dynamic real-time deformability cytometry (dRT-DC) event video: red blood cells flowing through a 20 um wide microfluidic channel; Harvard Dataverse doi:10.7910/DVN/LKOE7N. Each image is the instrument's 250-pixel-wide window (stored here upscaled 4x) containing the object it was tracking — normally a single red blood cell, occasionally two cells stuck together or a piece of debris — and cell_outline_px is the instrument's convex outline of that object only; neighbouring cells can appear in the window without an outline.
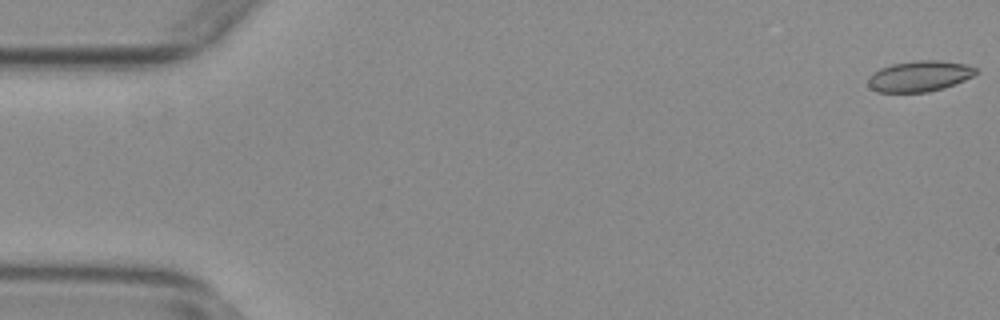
{"species": "common noctule bat (a hibernating species)", "species_latin": "Nyctalus noctula", "temperature_condition": "warm", "stored_images_in_passage": 55, "camera_frame_rate_fps": 3000, "um_per_image_px": 0.085, "animal": {"sex": "female", "body_mass_g": 29.2, "forearm_length_mm": 56.3}, "frame": {"image": 1, "passage_image": 1, "time_ms": 0.0, "image_size_px": [1000, 320], "cell_outline_px": [[980, 72], [964, 80], [944, 88], [928, 92], [876, 92], [868, 84], [868, 76], [880, 68], [892, 64], [916, 60], [940, 60], [964, 64], [976, 68]], "centroid_in_image_um": [78.16, 6.47], "position_along_channel_um": 6.8, "area_um2": 19.36}}
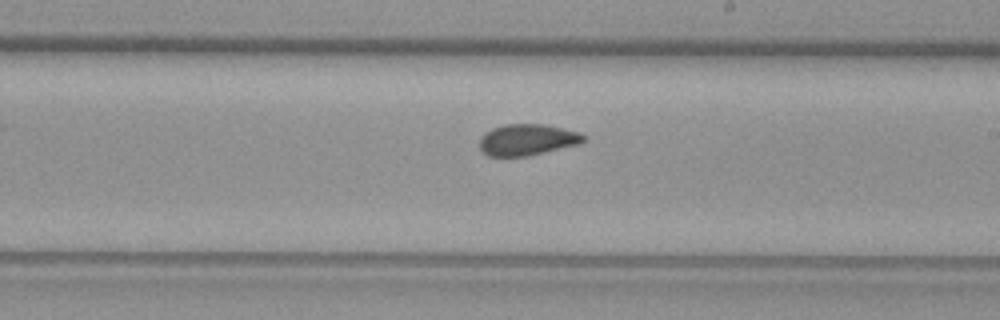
{"frame": {"image": 2, "passage_image": 32, "time_ms": 10.333, "image_size_px": [1000, 320], "cell_outline_px": [[588, 140], [580, 144], [528, 156], [488, 156], [480, 148], [480, 136], [484, 132], [492, 128], [504, 124], [544, 124], [564, 128], [580, 132]], "centroid_in_image_um": [44.84, 11.87], "position_along_channel_um": 244.2, "area_um2": 19.19}}
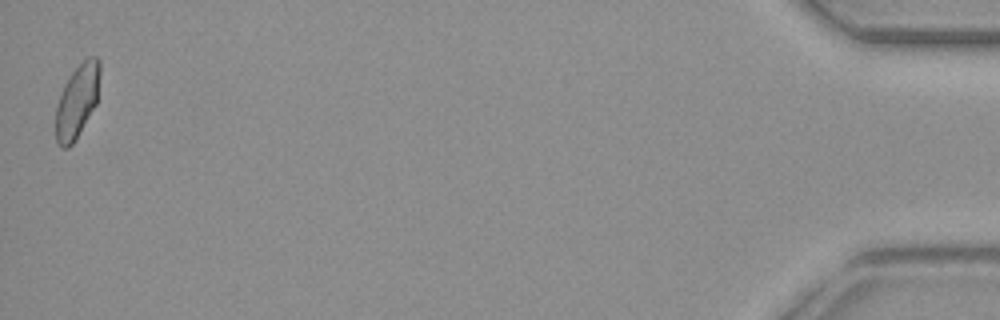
{"frame": {"image": 3, "passage_image": 55, "time_ms": 18.0, "image_size_px": [1000, 320], "cell_outline_px": [[100, 72], [96, 104], [76, 140], [68, 148], [60, 148], [56, 144], [56, 104], [60, 92], [64, 84], [72, 72], [88, 56], [96, 56], [100, 60]], "centroid_in_image_um": [6.54, 8.61], "position_along_channel_um": 428.7, "area_um2": 19.07}, "authors_computed_cell_mechanics": {"area_um2": 19.3052, "velocity_mm_per_s": 3.7338, "shape_relaxation_time_tau1_ms": 10.6843, "shape_relaxation_time_tau2_ms": 0.8331, "deformation_change_tau1": 0.1647, "deformation_change_tau2": 0.0464}}